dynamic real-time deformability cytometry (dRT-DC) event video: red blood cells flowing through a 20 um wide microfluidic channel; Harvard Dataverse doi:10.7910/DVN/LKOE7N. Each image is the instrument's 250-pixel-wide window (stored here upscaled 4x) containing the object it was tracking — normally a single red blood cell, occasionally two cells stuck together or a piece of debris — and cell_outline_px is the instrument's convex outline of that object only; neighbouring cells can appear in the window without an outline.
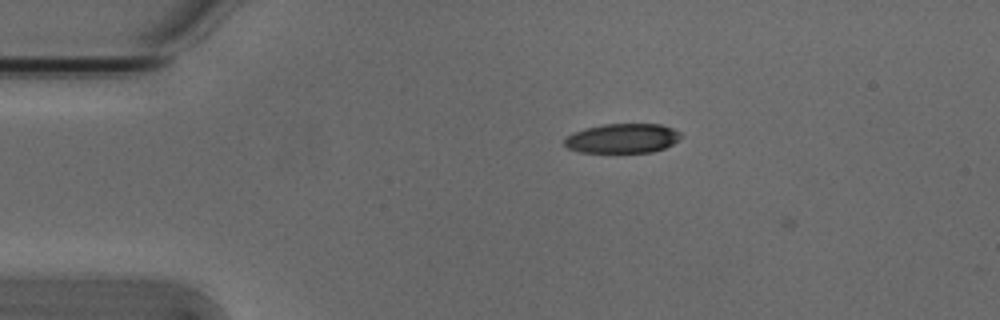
{"species": "Egyptian fruit bat (a non-hibernating species)", "species_latin": "Rousettus aegyptiacus", "temperature_condition": "cold", "stored_images_in_passage": 2, "camera_frame_rate_fps": 3000, "um_per_image_px": 0.085, "animal": {"sex": "male"}, "frame": {"image": 1, "passage_image": 1, "time_ms": 0.0, "image_size_px": [1000, 320], "cell_outline_px": [[684, 136], [672, 144], [664, 148], [652, 152], [580, 152], [568, 148], [564, 144], [564, 140], [568, 136], [584, 128], [604, 124], [660, 124], [672, 128], [680, 132]], "centroid_in_image_um": [52.94, 11.75], "position_along_channel_um": 32.1, "area_um2": 19.94}}